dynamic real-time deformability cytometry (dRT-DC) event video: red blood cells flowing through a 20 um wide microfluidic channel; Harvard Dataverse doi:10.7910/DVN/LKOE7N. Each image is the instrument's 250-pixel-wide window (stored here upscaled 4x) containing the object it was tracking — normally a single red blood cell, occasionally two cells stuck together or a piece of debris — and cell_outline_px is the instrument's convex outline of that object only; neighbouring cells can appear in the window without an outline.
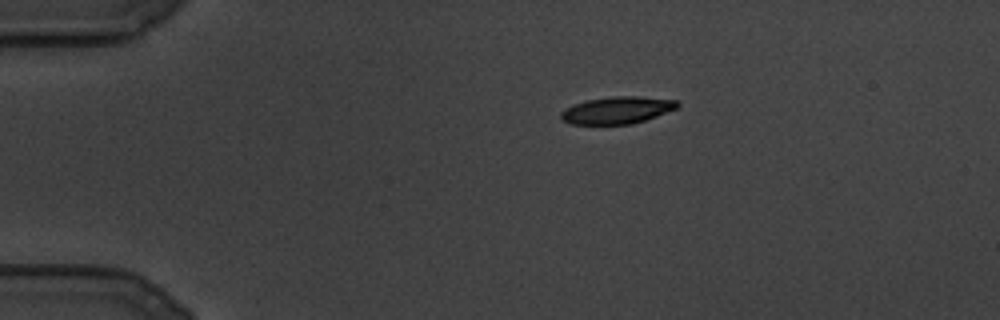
{"species": "common noctule bat (a hibernating species)", "species_latin": "Nyctalus noctula", "temperature_condition": "cold", "stored_images_in_passage": 94, "camera_frame_rate_fps": 3000, "um_per_image_px": 0.085, "animal": {"sex": "male", "body_mass_g": 19.5, "forearm_length_mm": 54.6}, "frame": {"image": 1, "passage_image": 1, "time_ms": 0.0, "image_size_px": [1000, 320], "cell_outline_px": [[680, 104], [676, 108], [656, 116], [632, 124], [572, 124], [560, 120], [560, 112], [564, 108], [588, 100], [612, 96], [640, 96], [676, 100]], "centroid_in_image_um": [52.43, 9.36], "position_along_channel_um": 32.6, "area_um2": 18.32}}
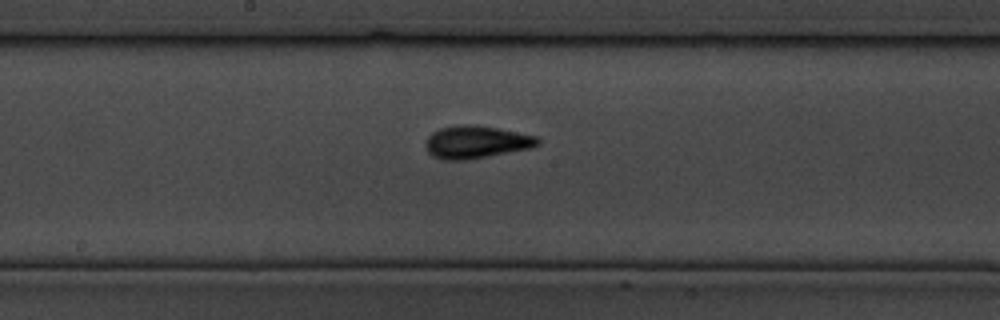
{"frame": {"image": 2, "passage_image": 40, "time_ms": 13.0, "image_size_px": [1000, 320], "cell_outline_px": [[540, 144], [532, 148], [464, 160], [440, 160], [432, 156], [428, 152], [424, 144], [428, 136], [432, 132], [440, 128], [464, 124], [476, 124], [536, 136], [540, 140]], "centroid_in_image_um": [40.44, 12.08], "position_along_channel_um": 207.8, "area_um2": 21.33}}
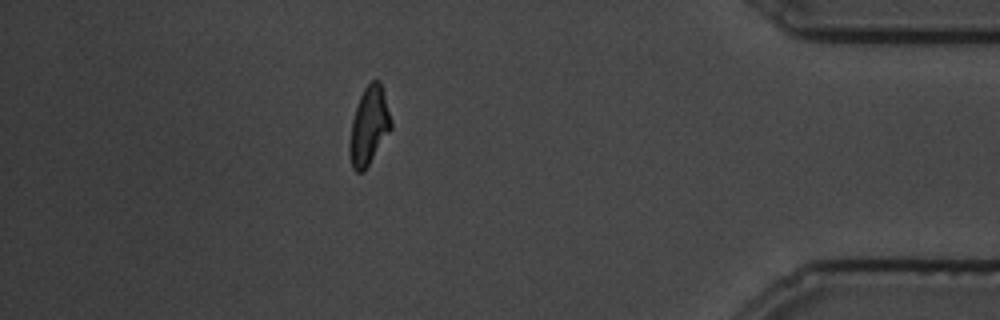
{"frame": {"image": 3, "passage_image": 80, "time_ms": 26.333, "image_size_px": [1000, 320], "cell_outline_px": [[392, 128], [364, 172], [356, 172], [352, 168], [348, 152], [348, 144], [352, 120], [360, 96], [364, 88], [372, 80], [380, 80], [392, 120]], "centroid_in_image_um": [31.35, 10.73], "position_along_channel_um": 403.8, "area_um2": 18.96}}